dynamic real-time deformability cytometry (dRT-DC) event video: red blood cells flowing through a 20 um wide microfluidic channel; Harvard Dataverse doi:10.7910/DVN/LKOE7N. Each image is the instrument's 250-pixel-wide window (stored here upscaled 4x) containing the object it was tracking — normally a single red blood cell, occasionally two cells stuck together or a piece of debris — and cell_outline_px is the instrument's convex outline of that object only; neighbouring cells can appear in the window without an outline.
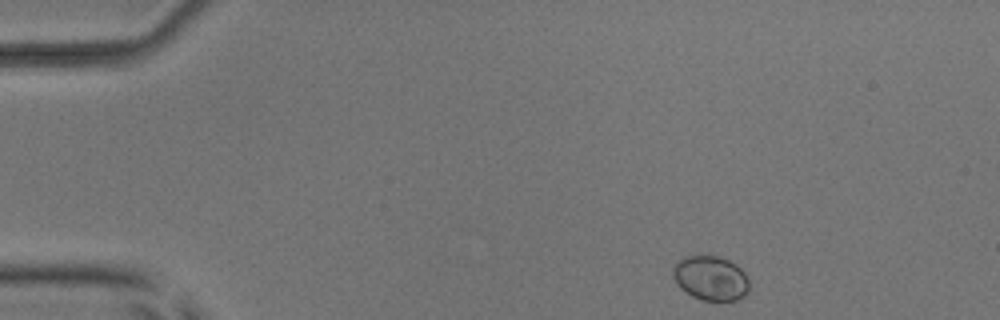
{"species": "common noctule bat (a hibernating species)", "species_latin": "Nyctalus noctula", "temperature_condition": "room temperature", "stored_images_in_passage": 47, "camera_frame_rate_fps": 3000, "um_per_image_px": 0.085, "animal": {"sex": "male", "body_mass_g": 17.9, "forearm_length_mm": 54.2}, "frame": {"image": 1, "passage_image": 1, "time_ms": 0.0, "image_size_px": [1000, 320], "cell_outline_px": [[748, 292], [744, 296], [736, 300], [700, 300], [692, 296], [680, 288], [676, 284], [672, 276], [672, 268], [684, 256], [716, 256], [728, 260], [740, 268], [744, 272], [748, 280]], "centroid_in_image_um": [60.38, 23.65], "position_along_channel_um": 24.6, "area_um2": 19.71}}
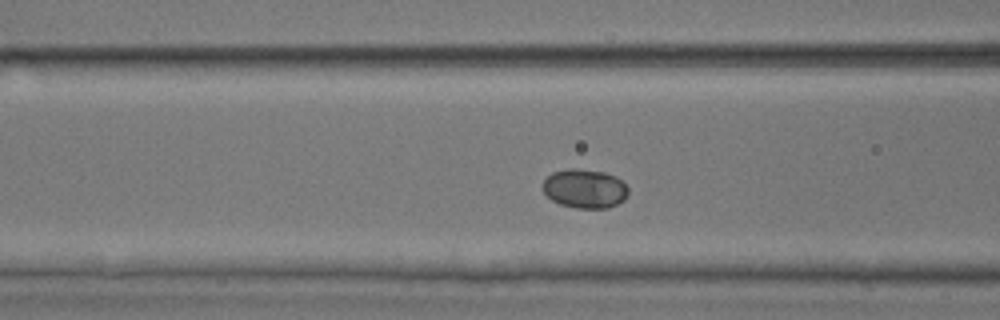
{"frame": {"image": 2, "passage_image": 15, "time_ms": 4.667, "image_size_px": [1000, 320], "cell_outline_px": [[628, 196], [624, 200], [608, 208], [576, 208], [560, 204], [552, 200], [540, 188], [544, 180], [552, 172], [568, 168], [576, 168], [604, 172], [616, 176], [628, 188]], "centroid_in_image_um": [49.69, 16.03], "position_along_channel_um": 116.9, "area_um2": 19.59}}
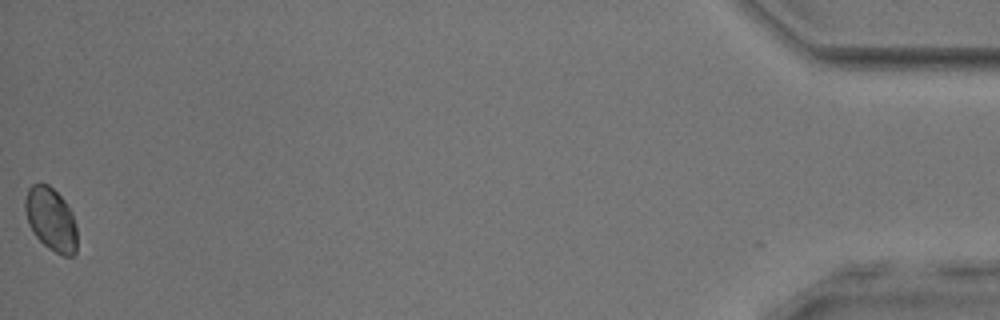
{"frame": {"image": 3, "passage_image": 47, "time_ms": 15.333, "image_size_px": [1000, 320], "cell_outline_px": [[76, 252], [72, 256], [64, 256], [48, 248], [36, 236], [28, 224], [24, 208], [24, 200], [28, 188], [32, 184], [48, 184], [64, 200], [72, 212], [76, 224]], "centroid_in_image_um": [4.32, 18.63], "position_along_channel_um": 430.9, "area_um2": 19.13}, "authors_computed_cell_mechanics": {"area_um2": 19.1896, "velocity_mm_per_s": 3.8255, "shape_relaxation_time_tau1_ms": 1.0015, "shape_relaxation_time_tau2_ms": null, "deformation_change_tau1": 0.0226, "deformation_change_tau2": null}}